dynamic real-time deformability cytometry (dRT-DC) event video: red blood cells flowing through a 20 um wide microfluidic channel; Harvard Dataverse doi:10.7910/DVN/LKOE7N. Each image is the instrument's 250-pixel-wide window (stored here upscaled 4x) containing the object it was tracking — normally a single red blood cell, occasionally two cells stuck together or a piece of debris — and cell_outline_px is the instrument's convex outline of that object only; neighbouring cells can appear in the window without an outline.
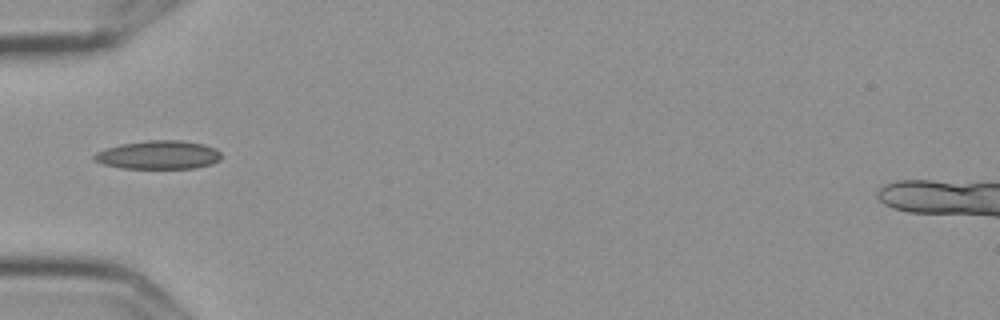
{"species": "Egyptian fruit bat (a non-hibernating species)", "species_latin": "Rousettus aegyptiacus", "temperature_condition": "cold", "stored_images_in_passage": 7, "camera_frame_rate_fps": 3000, "um_per_image_px": 0.085, "frame": {"image": 1, "passage_image": 5, "time_ms": 1.333, "image_size_px": [1000, 320], "cell_outline_px": [[220, 160], [212, 164], [196, 168], [120, 168], [104, 164], [96, 160], [92, 156], [96, 152], [104, 148], [120, 144], [148, 140], [180, 140], [204, 144], [216, 148], [220, 152]], "centroid_in_image_um": [13.48, 13.16], "position_along_channel_um": 71.5, "area_um2": 21.21}}
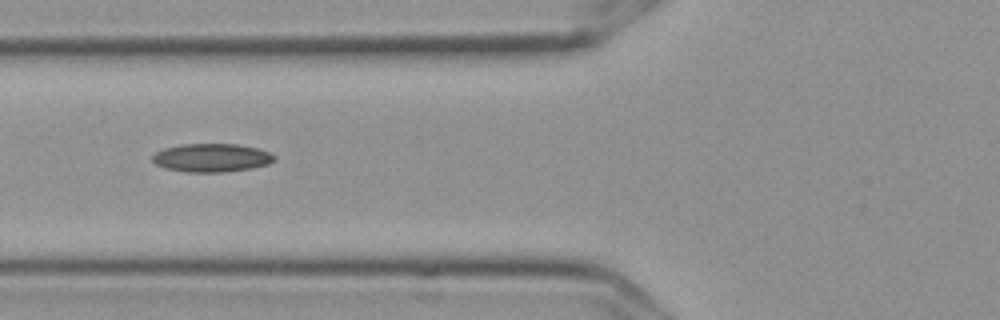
{"frame": {"image": 2, "passage_image": 6, "time_ms": 1.667, "image_size_px": [1000, 320], "cell_outline_px": [[276, 160], [268, 164], [252, 168], [224, 172], [188, 172], [168, 168], [156, 164], [152, 160], [152, 156], [156, 152], [164, 148], [180, 144], [236, 144], [256, 148], [268, 152], [276, 156]], "centroid_in_image_um": [18.0, 13.4], "position_along_channel_um": 107.8, "area_um2": 20.06}}
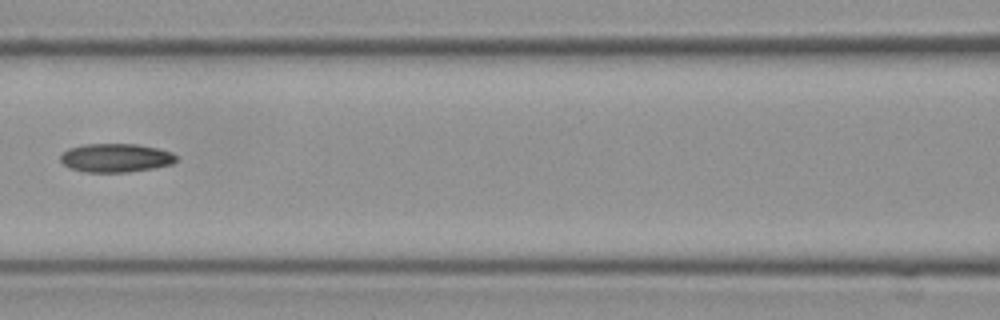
{"frame": {"image": 3, "passage_image": 7, "time_ms": 2.0, "image_size_px": [1000, 320], "cell_outline_px": [[176, 160], [172, 164], [152, 168], [128, 172], [84, 172], [68, 168], [60, 160], [60, 156], [68, 148], [84, 144], [136, 144], [156, 148], [172, 152], [176, 156]], "centroid_in_image_um": [9.81, 13.42], "position_along_channel_um": 156.8, "area_um2": 19.31}}